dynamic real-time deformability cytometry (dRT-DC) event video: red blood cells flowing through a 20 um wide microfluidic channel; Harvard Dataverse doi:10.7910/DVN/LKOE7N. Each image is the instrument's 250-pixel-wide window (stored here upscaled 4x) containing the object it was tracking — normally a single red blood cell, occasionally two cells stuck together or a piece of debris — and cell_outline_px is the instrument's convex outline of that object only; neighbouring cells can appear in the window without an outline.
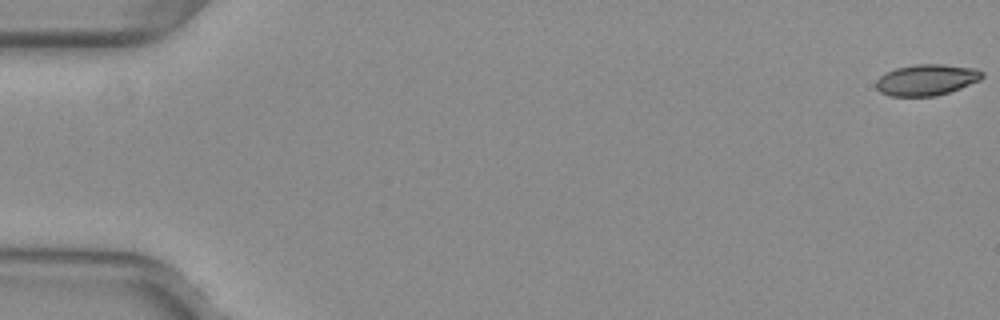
{"species": "common noctule bat (a hibernating species)", "species_latin": "Nyctalus noctula", "temperature_condition": "warm", "stored_images_in_passage": 33, "camera_frame_rate_fps": 3000, "um_per_image_px": 0.085, "animal": {"sex": "female", "body_mass_g": 29.2, "forearm_length_mm": 56.3}, "frame": {"image": 1, "passage_image": 1, "time_ms": 0.0, "image_size_px": [1000, 320], "cell_outline_px": [[984, 76], [980, 80], [960, 88], [936, 96], [892, 96], [880, 92], [876, 88], [876, 80], [880, 76], [896, 68], [916, 64], [940, 64], [976, 68], [984, 72]], "centroid_in_image_um": [78.77, 6.78], "position_along_channel_um": 6.2, "area_um2": 19.19}}
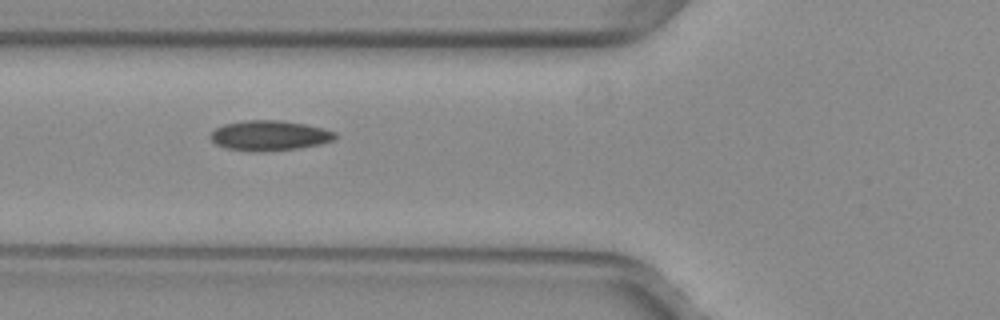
{"frame": {"image": 2, "passage_image": 21, "time_ms": 6.667, "image_size_px": [1000, 320], "cell_outline_px": [[336, 136], [332, 140], [320, 144], [300, 148], [260, 152], [248, 152], [224, 148], [216, 144], [208, 136], [216, 128], [224, 124], [244, 120], [280, 120], [304, 124], [324, 128], [336, 132]], "centroid_in_image_um": [22.87, 11.53], "position_along_channel_um": 102.9, "area_um2": 22.08}}
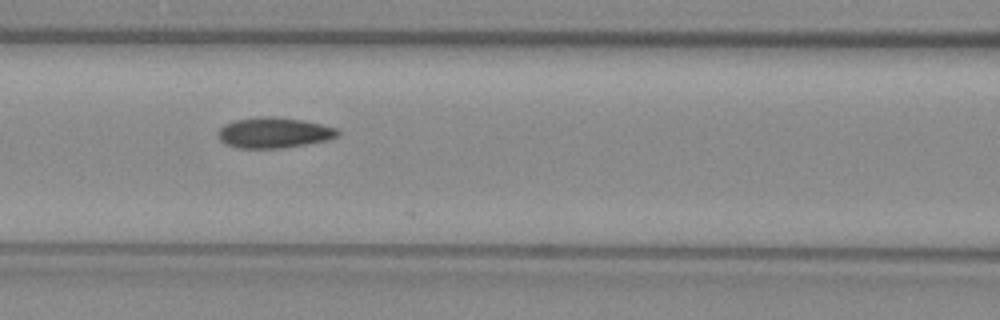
{"frame": {"image": 3, "passage_image": 24, "time_ms": 7.667, "image_size_px": [1000, 320], "cell_outline_px": [[340, 132], [336, 136], [328, 140], [284, 148], [240, 148], [224, 144], [220, 140], [216, 132], [224, 124], [236, 120], [260, 116], [272, 116], [304, 120], [336, 128]], "centroid_in_image_um": [23.25, 11.28], "position_along_channel_um": 143.3, "area_um2": 21.39}}